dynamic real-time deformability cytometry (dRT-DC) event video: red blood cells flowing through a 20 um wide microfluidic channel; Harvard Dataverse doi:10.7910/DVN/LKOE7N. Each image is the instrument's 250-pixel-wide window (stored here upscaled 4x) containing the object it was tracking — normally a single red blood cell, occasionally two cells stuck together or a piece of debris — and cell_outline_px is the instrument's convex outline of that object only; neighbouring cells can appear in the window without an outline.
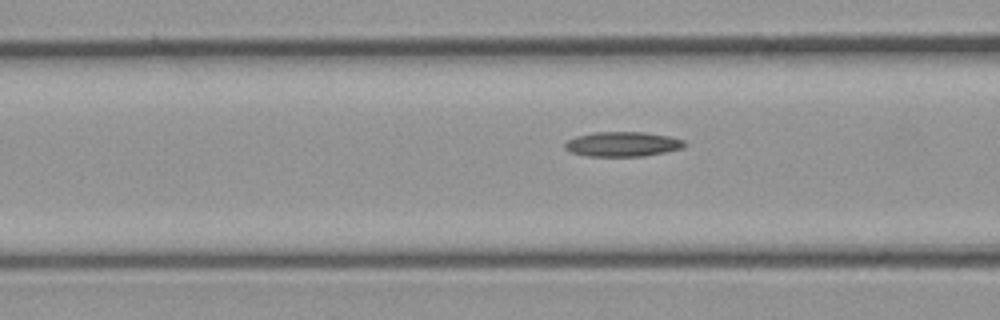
{"species": "common noctule bat (a hibernating species)", "species_latin": "Nyctalus noctula", "temperature_condition": "cold", "stored_images_in_passage": 7, "camera_frame_rate_fps": 3000, "um_per_image_px": 0.085, "animal": {"sex": "male", "body_mass_g": 23.1, "forearm_length_mm": 52.7}, "frame": {"image": 1, "passage_image": 5, "time_ms": 1.333, "image_size_px": [1000, 320], "cell_outline_px": [[688, 144], [684, 148], [644, 156], [588, 156], [572, 152], [564, 148], [564, 144], [568, 140], [576, 136], [592, 132], [644, 132], [672, 136], [684, 140]], "centroid_in_image_um": [52.96, 12.24], "position_along_channel_um": 113.6, "area_um2": 17.4}}